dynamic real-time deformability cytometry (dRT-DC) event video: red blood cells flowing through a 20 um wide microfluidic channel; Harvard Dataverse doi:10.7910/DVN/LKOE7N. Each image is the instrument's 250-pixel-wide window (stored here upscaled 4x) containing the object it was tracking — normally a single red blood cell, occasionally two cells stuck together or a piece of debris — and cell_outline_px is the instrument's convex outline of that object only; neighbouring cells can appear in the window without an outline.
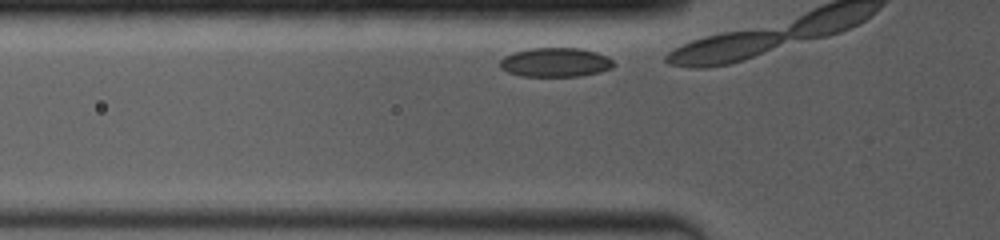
{"species": "common noctule bat (a hibernating species)", "species_latin": "Nyctalus noctula", "temperature_condition": "room temperature", "stored_images_in_passage": 4, "camera_frame_rate_fps": 4000, "um_per_image_px": 0.085, "animal": {"sex": "female", "body_mass_g": 19.0, "forearm_length_mm": 53.3}, "frame": {"image": 1, "passage_image": 2, "time_ms": 0.25, "image_size_px": [1000, 240], "cell_outline_px": [[616, 64], [612, 68], [600, 72], [580, 76], [520, 76], [508, 72], [500, 68], [500, 60], [504, 56], [512, 52], [532, 48], [580, 48], [604, 56], [612, 60]], "centroid_in_image_um": [47.17, 5.31], "position_along_channel_um": 78.6, "area_um2": 19.25}}